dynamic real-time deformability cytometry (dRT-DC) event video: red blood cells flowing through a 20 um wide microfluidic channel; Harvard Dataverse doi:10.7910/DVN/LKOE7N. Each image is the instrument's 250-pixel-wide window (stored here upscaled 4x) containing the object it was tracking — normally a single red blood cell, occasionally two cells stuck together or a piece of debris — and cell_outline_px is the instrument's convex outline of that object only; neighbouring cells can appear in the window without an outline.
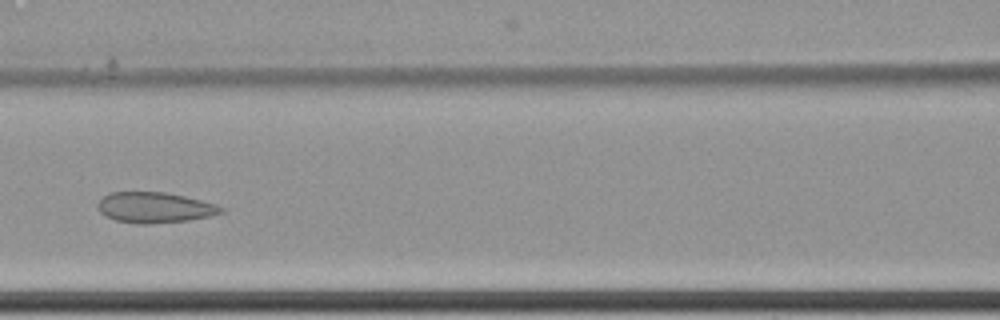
{"species": "common noctule bat (a hibernating species)", "species_latin": "Nyctalus noctula", "temperature_condition": "cold", "stored_images_in_passage": 9, "camera_frame_rate_fps": 3000, "um_per_image_px": 0.085, "animal": {"sex": "female", "body_mass_g": 22.7, "forearm_length_mm": 54.2}, "frame": {"image": 1, "passage_image": 8, "time_ms": 2.333, "image_size_px": [1000, 320], "cell_outline_px": [[224, 212], [212, 216], [188, 220], [152, 224], [136, 224], [116, 220], [104, 216], [96, 208], [96, 204], [108, 192], [164, 192], [184, 196], [216, 204], [224, 208]], "centroid_in_image_um": [13.12, 17.65], "position_along_channel_um": 153.5, "area_um2": 22.2}}
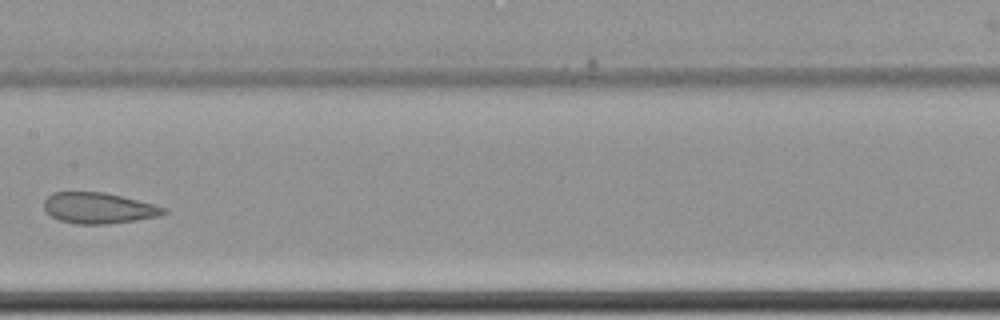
{"frame": {"image": 2, "passage_image": 9, "time_ms": 2.667, "image_size_px": [1000, 320], "cell_outline_px": [[168, 212], [156, 216], [108, 224], [76, 224], [60, 220], [52, 216], [44, 208], [44, 200], [52, 192], [104, 192], [168, 208]], "centroid_in_image_um": [8.35, 17.68], "position_along_channel_um": 199.1, "area_um2": 21.21}}